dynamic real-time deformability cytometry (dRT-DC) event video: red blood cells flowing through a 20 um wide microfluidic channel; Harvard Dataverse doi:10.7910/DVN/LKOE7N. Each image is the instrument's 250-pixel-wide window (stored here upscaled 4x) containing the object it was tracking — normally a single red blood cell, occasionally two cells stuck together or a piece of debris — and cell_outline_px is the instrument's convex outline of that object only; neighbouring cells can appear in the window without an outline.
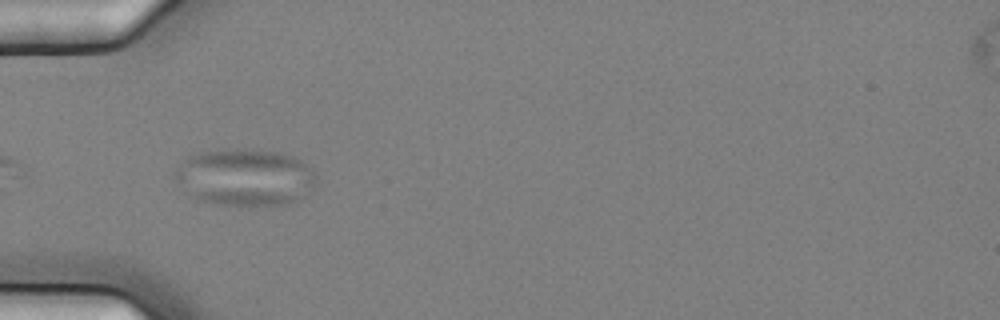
{"species": "common noctule bat (a hibernating species)", "species_latin": "Nyctalus noctula", "temperature_condition": "cold", "stored_images_in_passage": 7, "camera_frame_rate_fps": 3000, "um_per_image_px": 0.085, "animal": {"sex": "female", "body_mass_g": 25.1}, "frame": {"image": 1, "passage_image": 5, "time_ms": 1.333, "image_size_px": [1000, 320], "cell_outline_px": [[316, 176], [312, 188], [308, 196], [300, 200], [288, 204], [212, 204], [196, 200], [188, 196], [172, 176], [176, 168], [188, 156], [200, 152], [224, 148], [252, 148], [280, 152], [292, 156], [300, 160], [312, 168]], "centroid_in_image_um": [20.8, 15.05], "position_along_channel_um": 64.2, "area_um2": 47.74}}
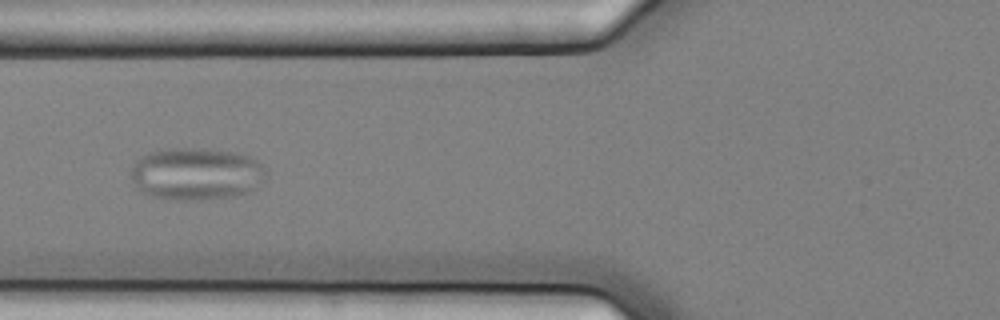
{"frame": {"image": 2, "passage_image": 6, "time_ms": 1.667, "image_size_px": [1000, 320], "cell_outline_px": [[268, 176], [260, 188], [252, 192], [236, 196], [200, 200], [176, 200], [152, 196], [140, 192], [136, 188], [132, 180], [132, 168], [136, 160], [140, 156], [148, 152], [160, 148], [204, 148], [236, 152], [248, 156], [264, 164]], "centroid_in_image_um": [16.74, 14.78], "position_along_channel_um": 109.1, "area_um2": 42.37}}